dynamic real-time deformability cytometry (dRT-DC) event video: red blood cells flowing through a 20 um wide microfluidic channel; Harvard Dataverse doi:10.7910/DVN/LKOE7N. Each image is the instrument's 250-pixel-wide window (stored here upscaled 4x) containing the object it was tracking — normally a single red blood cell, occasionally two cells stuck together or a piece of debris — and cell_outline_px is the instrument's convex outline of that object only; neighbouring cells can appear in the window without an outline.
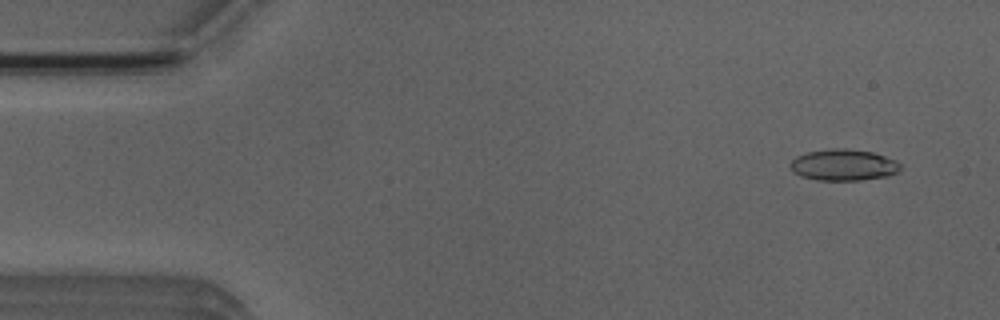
{"species": "Egyptian fruit bat (a non-hibernating species)", "species_latin": "Rousettus aegyptiacus", "temperature_condition": "room temperature", "stored_images_in_passage": 4, "camera_frame_rate_fps": 3000, "um_per_image_px": 0.085, "animal": {"sex": "male"}, "frame": {"image": 1, "passage_image": 2, "time_ms": 1.0, "image_size_px": [1000, 320], "cell_outline_px": [[900, 168], [896, 172], [888, 176], [860, 180], [816, 180], [800, 176], [792, 172], [788, 168], [788, 164], [796, 156], [808, 152], [832, 148], [844, 148], [872, 152], [896, 160], [900, 164]], "centroid_in_image_um": [71.64, 14.02], "position_along_channel_um": 13.4, "area_um2": 20.23}}
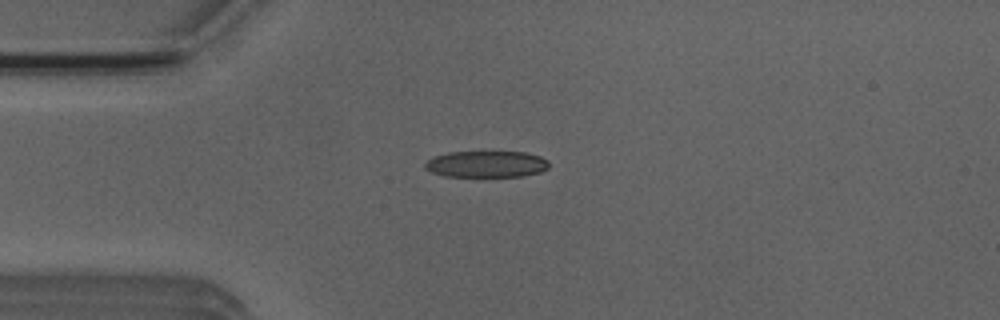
{"frame": {"image": 2, "passage_image": 4, "time_ms": 4.0, "image_size_px": [1000, 320], "cell_outline_px": [[548, 168], [540, 172], [520, 176], [444, 176], [432, 172], [424, 168], [424, 164], [428, 160], [436, 156], [448, 152], [524, 152], [540, 156], [548, 160]], "centroid_in_image_um": [41.34, 13.95], "position_along_channel_um": 43.7, "area_um2": 18.96}}